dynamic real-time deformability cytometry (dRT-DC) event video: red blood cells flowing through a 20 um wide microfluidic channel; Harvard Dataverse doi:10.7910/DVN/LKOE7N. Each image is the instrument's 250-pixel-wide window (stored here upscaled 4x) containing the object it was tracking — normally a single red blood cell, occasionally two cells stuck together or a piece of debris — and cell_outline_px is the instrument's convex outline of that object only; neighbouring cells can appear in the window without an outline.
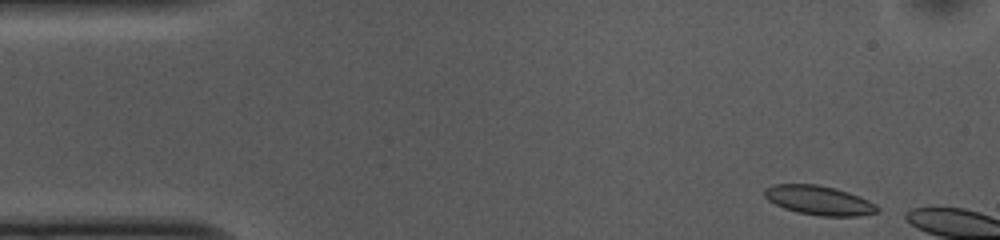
{"species": "common noctule bat (a hibernating species)", "species_latin": "Nyctalus noctula", "temperature_condition": "cold", "stored_images_in_passage": 6, "camera_frame_rate_fps": 3000, "um_per_image_px": 0.085, "animal": {"sex": "female", "body_mass_g": 10.0, "forearm_length_mm": 53.1}, "frame": {"image": 1, "passage_image": 2, "time_ms": 0.333, "image_size_px": [1000, 240], "cell_outline_px": [[880, 212], [856, 216], [820, 216], [796, 212], [784, 208], [768, 200], [764, 196], [764, 188], [772, 184], [816, 184], [836, 188], [848, 192], [868, 200], [876, 204], [880, 208]], "centroid_in_image_um": [69.61, 17.03], "position_along_channel_um": 15.4, "area_um2": 19.36}}